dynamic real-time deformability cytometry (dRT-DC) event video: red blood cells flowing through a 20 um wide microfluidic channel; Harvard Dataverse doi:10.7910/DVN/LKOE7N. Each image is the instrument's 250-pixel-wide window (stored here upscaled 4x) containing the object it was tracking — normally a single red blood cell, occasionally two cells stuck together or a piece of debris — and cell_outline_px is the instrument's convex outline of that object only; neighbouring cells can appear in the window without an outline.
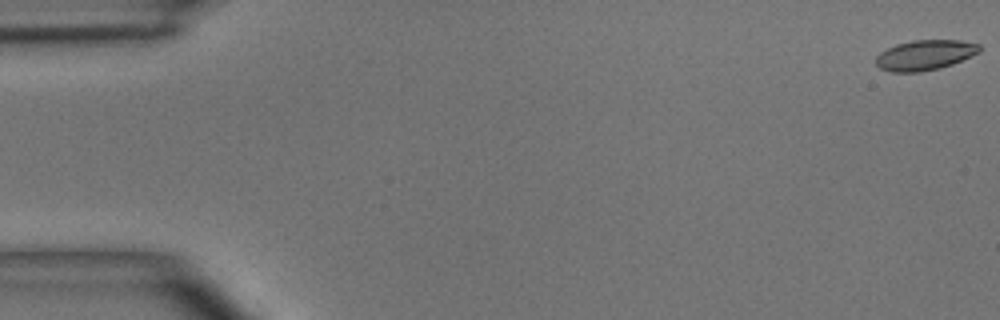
{"species": "common noctule bat (a hibernating species)", "species_latin": "Nyctalus noctula", "temperature_condition": "room temperature", "stored_images_in_passage": 5, "camera_frame_rate_fps": 3000, "um_per_image_px": 0.085, "animal": {"sex": "male", "body_mass_g": 15.6}, "frame": {"image": 1, "passage_image": 1, "time_ms": 0.0, "image_size_px": [1000, 320], "cell_outline_px": [[980, 52], [952, 64], [940, 68], [920, 72], [888, 72], [880, 68], [876, 64], [876, 56], [880, 52], [896, 44], [912, 40], [960, 40], [980, 44]], "centroid_in_image_um": [78.61, 4.68], "position_along_channel_um": 6.4, "area_um2": 18.26}}
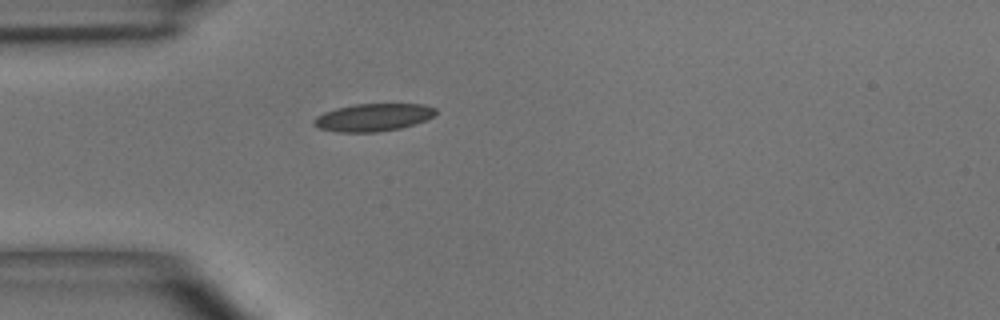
{"frame": {"image": 2, "passage_image": 5, "time_ms": 4.667, "image_size_px": [1000, 320], "cell_outline_px": [[436, 112], [428, 120], [400, 128], [376, 132], [336, 132], [316, 128], [312, 124], [312, 120], [316, 116], [324, 112], [336, 108], [356, 104], [424, 104], [436, 108]], "centroid_in_image_um": [31.68, 9.98], "position_along_channel_um": 53.3, "area_um2": 19.77}}